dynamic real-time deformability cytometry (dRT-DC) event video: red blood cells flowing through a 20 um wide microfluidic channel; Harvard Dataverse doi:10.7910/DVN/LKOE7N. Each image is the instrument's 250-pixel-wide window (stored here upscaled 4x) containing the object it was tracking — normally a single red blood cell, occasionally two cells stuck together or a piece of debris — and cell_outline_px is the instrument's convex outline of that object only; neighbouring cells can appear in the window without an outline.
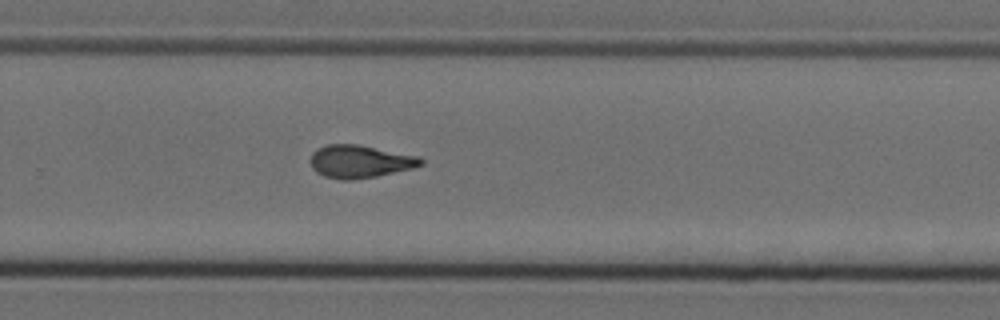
{"species": "Egyptian fruit bat (a non-hibernating species)", "species_latin": "Rousettus aegyptiacus", "temperature_condition": "cold", "stored_images_in_passage": 12, "camera_frame_rate_fps": 3000, "um_per_image_px": 0.085, "animal": {"sex": "female"}, "frame": {"image": 1, "passage_image": 12, "time_ms": 3.667, "image_size_px": [1000, 320], "cell_outline_px": [[424, 164], [412, 168], [376, 176], [352, 180], [340, 180], [324, 176], [316, 172], [312, 168], [312, 152], [316, 148], [328, 144], [360, 144], [420, 156], [424, 160]], "centroid_in_image_um": [30.61, 13.71], "position_along_channel_um": 299.2, "area_um2": 21.27}}